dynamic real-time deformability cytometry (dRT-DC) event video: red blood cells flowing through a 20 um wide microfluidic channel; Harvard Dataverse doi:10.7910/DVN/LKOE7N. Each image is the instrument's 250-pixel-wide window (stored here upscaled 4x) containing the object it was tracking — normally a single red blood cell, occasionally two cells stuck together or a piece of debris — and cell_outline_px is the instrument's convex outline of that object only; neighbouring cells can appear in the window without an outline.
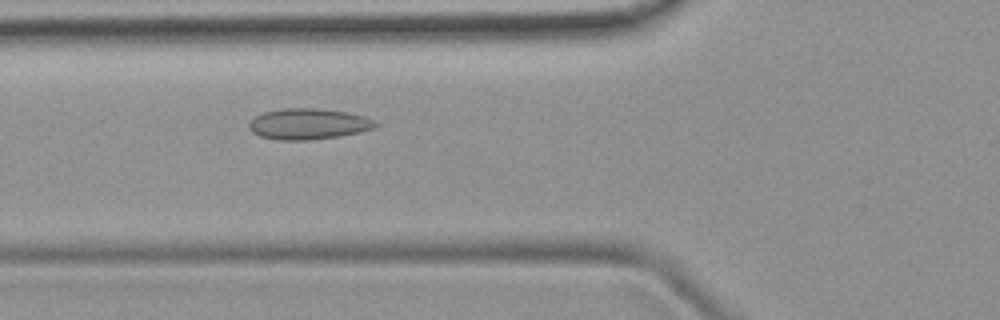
{"species": "common noctule bat (a hibernating species)", "species_latin": "Nyctalus noctula", "temperature_condition": "room temperature", "stored_images_in_passage": 18, "camera_frame_rate_fps": 3000, "um_per_image_px": 0.085, "animal": {"sex": "female", "body_mass_g": 19.9}, "frame": {"image": 1, "passage_image": 3, "time_ms": 0.667, "image_size_px": [1000, 320], "cell_outline_px": [[380, 124], [376, 128], [360, 132], [340, 136], [308, 140], [280, 140], [260, 136], [252, 132], [248, 128], [248, 124], [256, 116], [264, 112], [284, 108], [316, 108], [348, 112], [364, 116]], "centroid_in_image_um": [26.23, 10.54], "position_along_channel_um": 99.6, "area_um2": 22.83}}
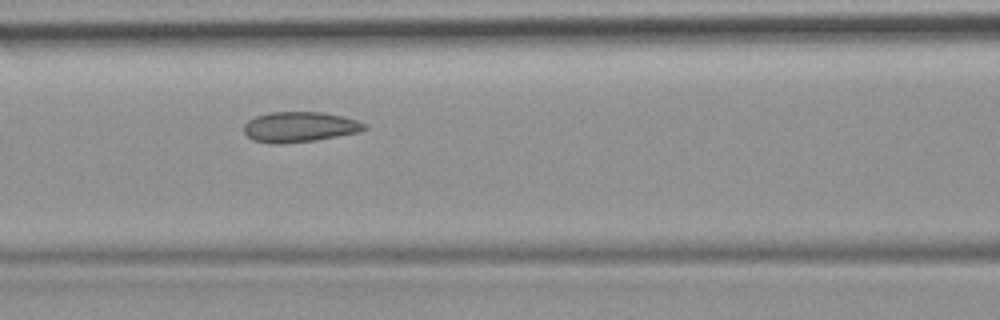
{"frame": {"image": 2, "passage_image": 6, "time_ms": 1.667, "image_size_px": [1000, 320], "cell_outline_px": [[368, 128], [360, 132], [316, 140], [252, 140], [244, 132], [244, 124], [248, 120], [256, 116], [268, 112], [320, 112], [344, 116], [368, 124]], "centroid_in_image_um": [25.56, 10.73], "position_along_channel_um": 141.0, "area_um2": 20.46}}